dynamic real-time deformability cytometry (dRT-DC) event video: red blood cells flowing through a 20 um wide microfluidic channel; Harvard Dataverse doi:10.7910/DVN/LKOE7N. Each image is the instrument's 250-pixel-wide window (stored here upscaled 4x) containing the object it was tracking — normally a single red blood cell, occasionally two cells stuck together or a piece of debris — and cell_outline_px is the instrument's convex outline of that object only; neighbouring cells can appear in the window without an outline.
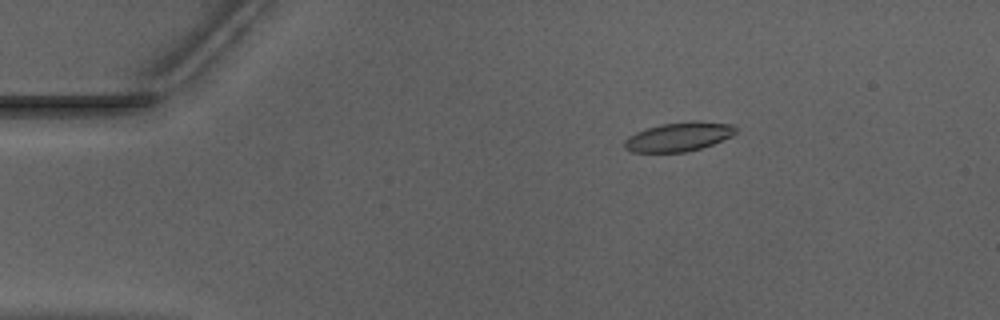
{"species": "Egyptian fruit bat (a non-hibernating species)", "species_latin": "Rousettus aegyptiacus", "temperature_condition": "warm", "stored_images_in_passage": 33, "camera_frame_rate_fps": 3000, "um_per_image_px": 0.085, "animal": {"sex": "male"}, "frame": {"image": 1, "passage_image": 1, "time_ms": 0.0, "image_size_px": [1000, 320], "cell_outline_px": [[736, 132], [732, 136], [712, 144], [700, 148], [684, 152], [632, 152], [624, 148], [624, 140], [628, 136], [636, 132], [648, 128], [664, 124], [696, 120], [736, 124]], "centroid_in_image_um": [57.72, 11.61], "position_along_channel_um": 27.3, "area_um2": 18.84}}
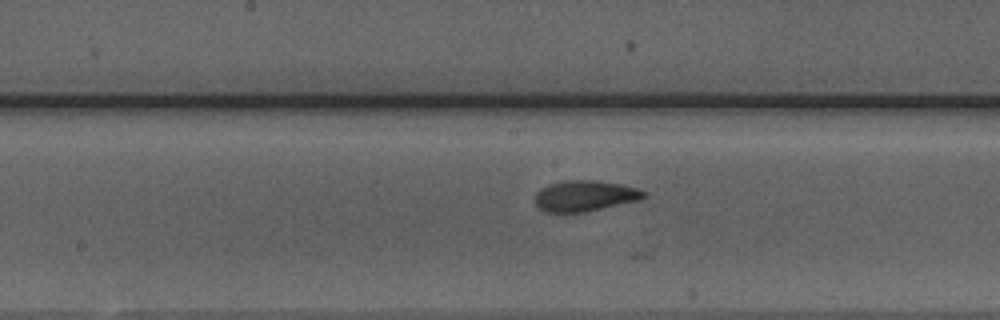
{"frame": {"image": 2, "passage_image": 19, "time_ms": 6.0, "image_size_px": [1000, 320], "cell_outline_px": [[648, 196], [640, 200], [584, 212], [544, 212], [536, 204], [536, 192], [540, 188], [548, 184], [564, 180], [600, 180], [624, 184], [636, 188], [644, 192]], "centroid_in_image_um": [49.73, 16.63], "position_along_channel_um": 198.5, "area_um2": 19.71}}
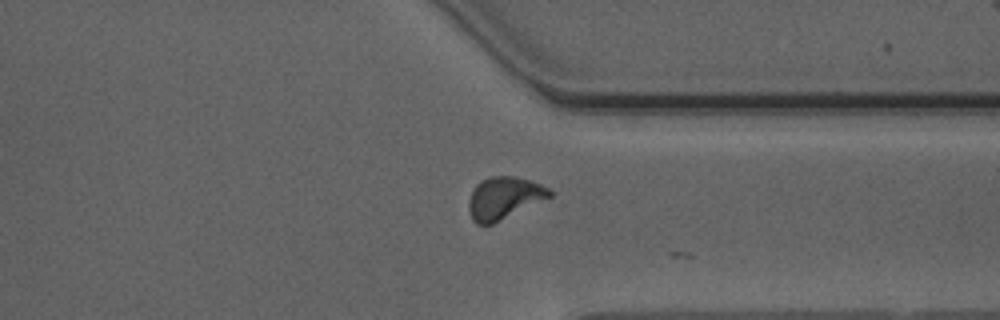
{"frame": {"image": 3, "passage_image": 32, "time_ms": 10.333, "image_size_px": [1000, 320], "cell_outline_px": [[552, 196], [492, 224], [476, 224], [472, 220], [468, 208], [468, 200], [476, 184], [480, 180], [492, 176], [516, 176], [532, 180], [548, 188], [552, 192]], "centroid_in_image_um": [42.82, 16.81], "position_along_channel_um": 368.6, "area_um2": 19.88}}